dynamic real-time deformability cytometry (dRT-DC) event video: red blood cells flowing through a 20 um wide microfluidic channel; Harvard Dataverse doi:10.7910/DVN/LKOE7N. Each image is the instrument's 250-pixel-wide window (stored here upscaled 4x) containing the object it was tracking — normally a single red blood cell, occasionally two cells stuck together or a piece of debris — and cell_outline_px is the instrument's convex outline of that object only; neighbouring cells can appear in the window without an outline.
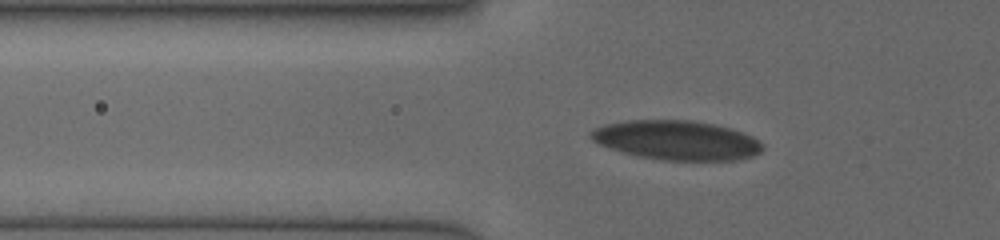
{"species": "human", "species_latin": "Homo sapiens", "temperature_condition": "cold", "stored_images_in_passage": 10, "camera_frame_rate_fps": 3000, "um_per_image_px": 0.085, "donor": {"sex": "female"}, "frame": {"image": 1, "passage_image": 4, "time_ms": 1.333, "image_size_px": [1000, 240], "cell_outline_px": [[764, 148], [760, 152], [752, 156], [736, 160], [664, 160], [636, 156], [608, 148], [596, 144], [588, 136], [588, 132], [592, 128], [604, 124], [628, 120], [692, 120], [716, 124], [732, 128], [752, 136], [764, 144]], "centroid_in_image_um": [57.47, 11.91], "position_along_channel_um": 68.3, "area_um2": 39.94}}
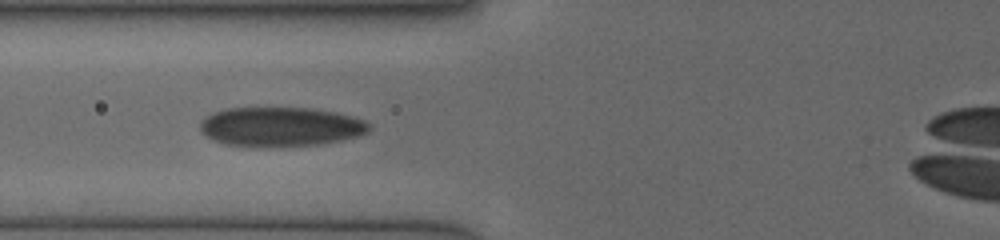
{"frame": {"image": 2, "passage_image": 7, "time_ms": 2.333, "image_size_px": [1000, 240], "cell_outline_px": [[372, 128], [368, 132], [360, 136], [324, 144], [224, 144], [212, 140], [200, 132], [200, 120], [216, 112], [228, 108], [312, 108], [352, 116], [364, 120]], "centroid_in_image_um": [23.88, 10.74], "position_along_channel_um": 101.9, "area_um2": 37.8}}
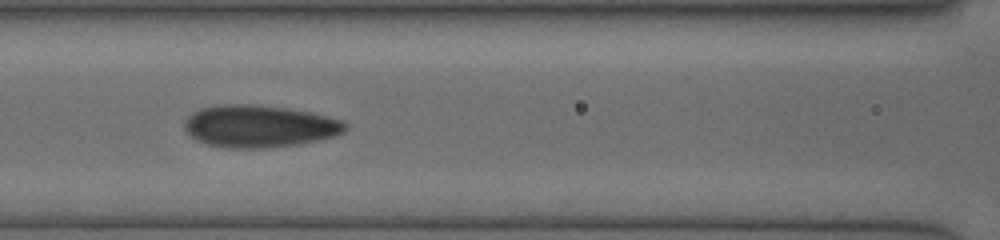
{"frame": {"image": 3, "passage_image": 9, "time_ms": 3.333, "image_size_px": [1000, 240], "cell_outline_px": [[348, 128], [344, 132], [336, 136], [300, 144], [268, 148], [224, 148], [208, 144], [196, 140], [184, 128], [184, 120], [192, 112], [200, 108], [216, 104], [256, 104], [288, 108], [328, 116], [344, 120], [348, 124]], "centroid_in_image_um": [22.06, 10.72], "position_along_channel_um": 144.5, "area_um2": 40.11}}